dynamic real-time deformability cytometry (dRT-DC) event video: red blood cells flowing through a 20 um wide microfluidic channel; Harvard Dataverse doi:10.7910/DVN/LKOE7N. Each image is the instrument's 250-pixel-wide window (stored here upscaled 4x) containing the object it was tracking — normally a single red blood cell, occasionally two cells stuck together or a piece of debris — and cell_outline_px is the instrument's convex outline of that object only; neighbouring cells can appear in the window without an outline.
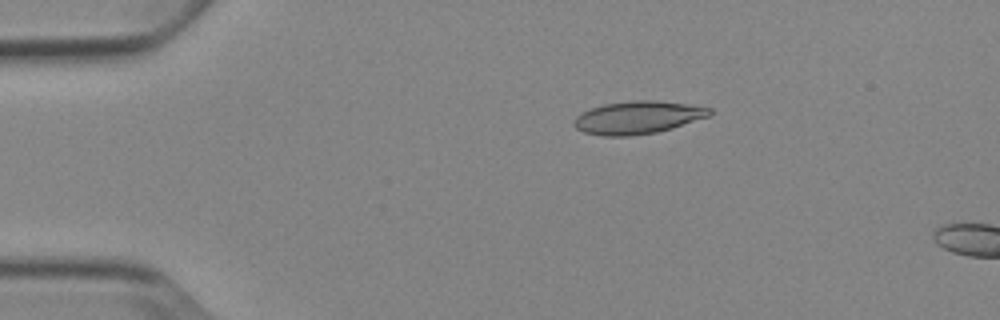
{"species": "Egyptian fruit bat (a non-hibernating species)", "species_latin": "Rousettus aegyptiacus", "temperature_condition": "cold", "stored_images_in_passage": 13, "camera_frame_rate_fps": 3000, "um_per_image_px": 0.085, "animal": {"sex": "female"}, "frame": {"image": 1, "passage_image": 10, "time_ms": 3.0, "image_size_px": [1000, 320], "cell_outline_px": [[712, 112], [708, 116], [672, 128], [656, 132], [632, 136], [604, 136], [584, 132], [576, 128], [572, 124], [572, 120], [576, 116], [592, 108], [604, 104], [636, 100], [656, 100], [712, 108]], "centroid_in_image_um": [54.17, 9.99], "position_along_channel_um": 30.8, "area_um2": 25.66}}